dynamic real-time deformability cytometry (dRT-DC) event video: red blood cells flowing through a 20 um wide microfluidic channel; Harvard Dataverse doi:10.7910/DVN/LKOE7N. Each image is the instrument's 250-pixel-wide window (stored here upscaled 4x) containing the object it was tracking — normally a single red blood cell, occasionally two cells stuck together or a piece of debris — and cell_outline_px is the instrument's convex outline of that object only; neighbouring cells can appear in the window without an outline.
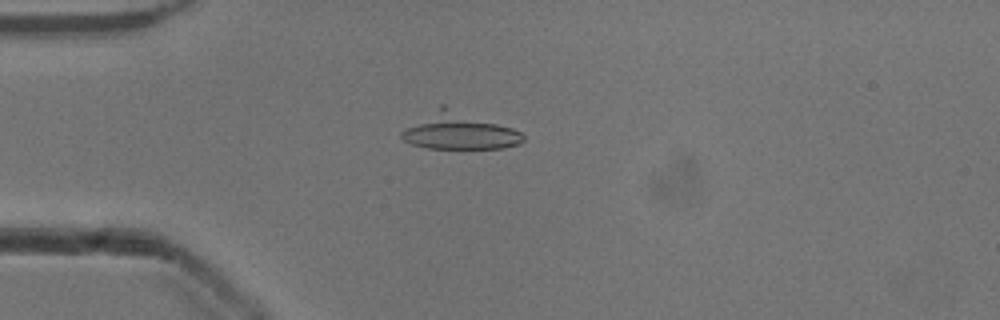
{"species": "common noctule bat (a hibernating species)", "species_latin": "Nyctalus noctula", "temperature_condition": "cold", "stored_images_in_passage": 52, "camera_frame_rate_fps": 3000, "um_per_image_px": 0.085, "animal": {"sex": "male", "body_mass_g": 13.3}, "frame": {"image": 1, "passage_image": 14, "time_ms": 4.333, "image_size_px": [1000, 320], "cell_outline_px": [[524, 140], [520, 144], [504, 148], [428, 148], [412, 144], [404, 140], [400, 136], [400, 132], [440, 104], [444, 104], [512, 128], [520, 132], [524, 136]], "centroid_in_image_um": [39.03, 11.13], "position_along_channel_um": 46.0, "area_um2": 25.84}}
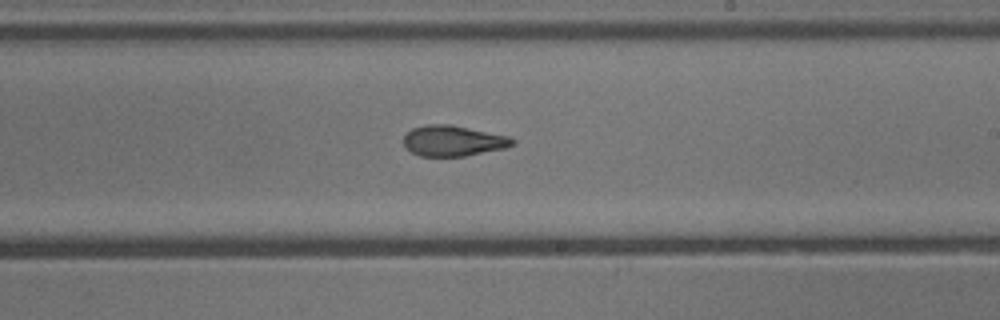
{"frame": {"image": 2, "passage_image": 31, "time_ms": 10.0, "image_size_px": [1000, 320], "cell_outline_px": [[516, 144], [504, 148], [464, 156], [420, 156], [404, 148], [404, 136], [412, 128], [428, 124], [452, 124], [508, 136], [516, 140]], "centroid_in_image_um": [38.51, 11.96], "position_along_channel_um": 250.5, "area_um2": 19.48}}
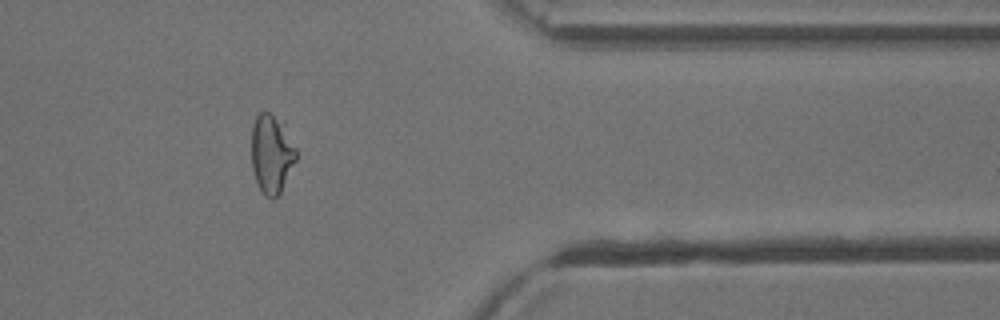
{"frame": {"image": 3, "passage_image": 43, "time_ms": 14.0, "image_size_px": [1000, 320], "cell_outline_px": [[296, 160], [280, 192], [272, 200], [264, 196], [256, 180], [252, 168], [252, 124], [256, 116], [260, 112], [268, 112], [284, 120], [296, 148]], "centroid_in_image_um": [23.09, 13.03], "position_along_channel_um": 388.3, "area_um2": 20.75}, "authors_computed_cell_mechanics": {"area_um2": 20.2011, "velocity_mm_per_s": 3.923, "shape_relaxation_time_tau1_ms": 7.9033, "shape_relaxation_time_tau2_ms": 2.6218, "deformation_change_tau1": 0.2112, "deformation_change_tau2": 0.1097}}